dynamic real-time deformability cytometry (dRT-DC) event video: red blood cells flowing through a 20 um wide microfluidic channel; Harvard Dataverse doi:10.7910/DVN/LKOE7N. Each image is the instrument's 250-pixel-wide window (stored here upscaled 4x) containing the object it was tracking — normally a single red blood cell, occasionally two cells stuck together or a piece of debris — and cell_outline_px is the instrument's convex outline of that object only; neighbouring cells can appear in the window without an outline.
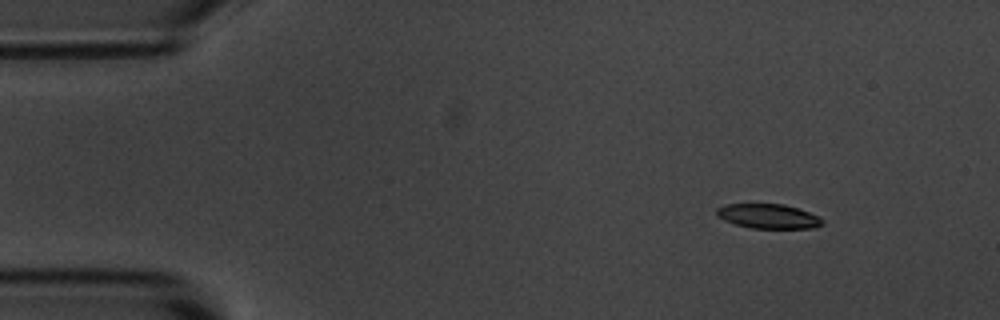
{"species": "common noctule bat (a hibernating species)", "species_latin": "Nyctalus noctula", "temperature_condition": "room temperature", "stored_images_in_passage": 6, "camera_frame_rate_fps": 3000, "um_per_image_px": 0.085, "animal": {"sex": "male", "body_mass_g": 20.1, "forearm_length_mm": 53.5}, "frame": {"image": 1, "passage_image": 1, "time_ms": 0.0, "image_size_px": [1000, 320], "cell_outline_px": [[824, 224], [812, 228], [752, 228], [736, 224], [724, 220], [716, 216], [716, 208], [724, 204], [784, 204], [820, 216], [824, 220]], "centroid_in_image_um": [65.3, 18.38], "position_along_channel_um": 19.7, "area_um2": 15.14}}
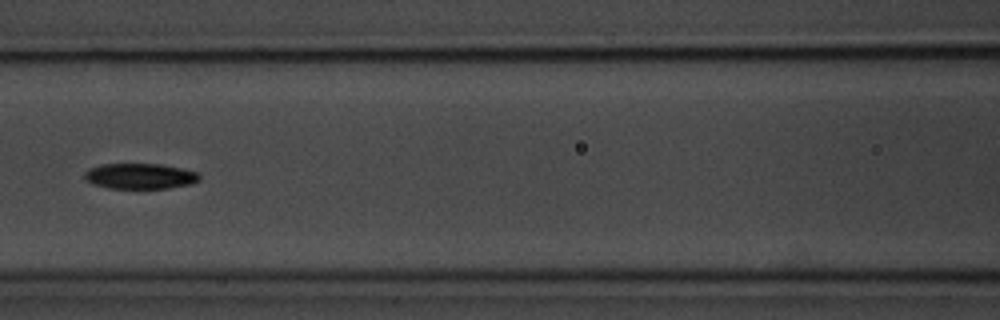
{"frame": {"image": 2, "passage_image": 6, "time_ms": 6.0, "image_size_px": [1000, 320], "cell_outline_px": [[200, 180], [188, 184], [168, 188], [108, 188], [92, 184], [84, 180], [84, 172], [88, 168], [100, 164], [160, 164], [180, 168], [196, 172], [200, 176]], "centroid_in_image_um": [11.83, 14.97], "position_along_channel_um": 154.8, "area_um2": 17.11}}